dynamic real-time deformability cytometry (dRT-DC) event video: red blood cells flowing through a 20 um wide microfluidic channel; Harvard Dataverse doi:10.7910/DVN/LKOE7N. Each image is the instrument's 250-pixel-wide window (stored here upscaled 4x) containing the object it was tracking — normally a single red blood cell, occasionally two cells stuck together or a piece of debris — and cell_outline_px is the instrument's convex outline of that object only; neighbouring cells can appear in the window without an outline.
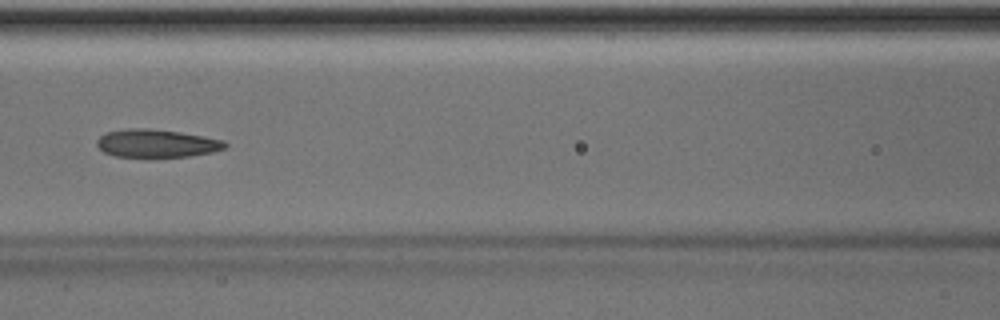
{"species": "Egyptian fruit bat (a non-hibernating species)", "species_latin": "Rousettus aegyptiacus", "temperature_condition": "room temperature", "stored_images_in_passage": 50, "camera_frame_rate_fps": 3000, "um_per_image_px": 0.085, "animal": {"sex": "male"}, "frame": {"image": 1, "passage_image": 22, "time_ms": 7.0, "image_size_px": [1000, 320], "cell_outline_px": [[228, 144], [224, 148], [212, 152], [188, 156], [112, 156], [104, 152], [96, 144], [96, 140], [104, 132], [128, 128], [148, 128], [180, 132], [224, 140]], "centroid_in_image_um": [13.27, 12.17], "position_along_channel_um": 153.3, "area_um2": 20.75}}
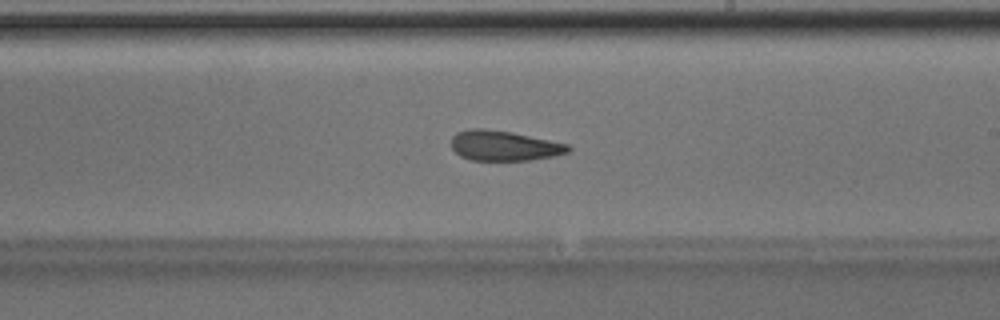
{"frame": {"image": 2, "passage_image": 29, "time_ms": 9.333, "image_size_px": [1000, 320], "cell_outline_px": [[572, 148], [568, 152], [552, 156], [532, 160], [472, 160], [460, 156], [452, 148], [452, 136], [456, 132], [468, 128], [484, 128], [512, 132], [568, 144]], "centroid_in_image_um": [42.82, 12.37], "position_along_channel_um": 246.2, "area_um2": 20.52}, "authors_computed_cell_mechanics": {"area_um2": 21.4438, "velocity_mm_per_s": 4.0004, "shape_relaxation_time_tau1_ms": 2.6254, "shape_relaxation_time_tau2_ms": 1.8853, "deformation_change_tau1": 0.1205, "deformation_change_tau2": 0.1016}}